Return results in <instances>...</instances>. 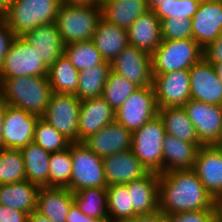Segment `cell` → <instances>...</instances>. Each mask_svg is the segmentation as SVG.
I'll use <instances>...</instances> for the list:
<instances>
[{
	"label": "cell",
	"instance_id": "9f6ffc18",
	"mask_svg": "<svg viewBox=\"0 0 222 222\" xmlns=\"http://www.w3.org/2000/svg\"><path fill=\"white\" fill-rule=\"evenodd\" d=\"M215 146L222 150V132H221V136H220L219 140L216 142Z\"/></svg>",
	"mask_w": 222,
	"mask_h": 222
},
{
	"label": "cell",
	"instance_id": "ba28073f",
	"mask_svg": "<svg viewBox=\"0 0 222 222\" xmlns=\"http://www.w3.org/2000/svg\"><path fill=\"white\" fill-rule=\"evenodd\" d=\"M24 76H48V67L36 49L15 36L0 66V81Z\"/></svg>",
	"mask_w": 222,
	"mask_h": 222
},
{
	"label": "cell",
	"instance_id": "ac0fdd59",
	"mask_svg": "<svg viewBox=\"0 0 222 222\" xmlns=\"http://www.w3.org/2000/svg\"><path fill=\"white\" fill-rule=\"evenodd\" d=\"M133 132L113 121L83 141L91 151L104 158L132 147Z\"/></svg>",
	"mask_w": 222,
	"mask_h": 222
},
{
	"label": "cell",
	"instance_id": "1f68e13d",
	"mask_svg": "<svg viewBox=\"0 0 222 222\" xmlns=\"http://www.w3.org/2000/svg\"><path fill=\"white\" fill-rule=\"evenodd\" d=\"M73 199L85 215L109 222L107 188H84L74 192Z\"/></svg>",
	"mask_w": 222,
	"mask_h": 222
},
{
	"label": "cell",
	"instance_id": "8992f818",
	"mask_svg": "<svg viewBox=\"0 0 222 222\" xmlns=\"http://www.w3.org/2000/svg\"><path fill=\"white\" fill-rule=\"evenodd\" d=\"M165 135V126L159 114L133 132L131 149L149 172L163 173Z\"/></svg>",
	"mask_w": 222,
	"mask_h": 222
},
{
	"label": "cell",
	"instance_id": "bcb514c9",
	"mask_svg": "<svg viewBox=\"0 0 222 222\" xmlns=\"http://www.w3.org/2000/svg\"><path fill=\"white\" fill-rule=\"evenodd\" d=\"M66 222H104L100 219L91 218L85 215L78 206L73 203L66 217Z\"/></svg>",
	"mask_w": 222,
	"mask_h": 222
},
{
	"label": "cell",
	"instance_id": "3957f363",
	"mask_svg": "<svg viewBox=\"0 0 222 222\" xmlns=\"http://www.w3.org/2000/svg\"><path fill=\"white\" fill-rule=\"evenodd\" d=\"M60 0H15L0 16L15 36L56 22Z\"/></svg>",
	"mask_w": 222,
	"mask_h": 222
},
{
	"label": "cell",
	"instance_id": "83f0119b",
	"mask_svg": "<svg viewBox=\"0 0 222 222\" xmlns=\"http://www.w3.org/2000/svg\"><path fill=\"white\" fill-rule=\"evenodd\" d=\"M39 186L28 180L0 185V204L30 214L36 210Z\"/></svg>",
	"mask_w": 222,
	"mask_h": 222
},
{
	"label": "cell",
	"instance_id": "7c38bea8",
	"mask_svg": "<svg viewBox=\"0 0 222 222\" xmlns=\"http://www.w3.org/2000/svg\"><path fill=\"white\" fill-rule=\"evenodd\" d=\"M153 77L159 108L183 107L191 99L189 70L153 74Z\"/></svg>",
	"mask_w": 222,
	"mask_h": 222
},
{
	"label": "cell",
	"instance_id": "6f0895ef",
	"mask_svg": "<svg viewBox=\"0 0 222 222\" xmlns=\"http://www.w3.org/2000/svg\"><path fill=\"white\" fill-rule=\"evenodd\" d=\"M2 100L1 83H0V101Z\"/></svg>",
	"mask_w": 222,
	"mask_h": 222
},
{
	"label": "cell",
	"instance_id": "4dcf8cb0",
	"mask_svg": "<svg viewBox=\"0 0 222 222\" xmlns=\"http://www.w3.org/2000/svg\"><path fill=\"white\" fill-rule=\"evenodd\" d=\"M48 79L53 92L75 94L79 84V71L63 54L48 68Z\"/></svg>",
	"mask_w": 222,
	"mask_h": 222
},
{
	"label": "cell",
	"instance_id": "cb8c5ba5",
	"mask_svg": "<svg viewBox=\"0 0 222 222\" xmlns=\"http://www.w3.org/2000/svg\"><path fill=\"white\" fill-rule=\"evenodd\" d=\"M73 203V192L68 188L40 187L36 211L53 222H66Z\"/></svg>",
	"mask_w": 222,
	"mask_h": 222
},
{
	"label": "cell",
	"instance_id": "ab89813d",
	"mask_svg": "<svg viewBox=\"0 0 222 222\" xmlns=\"http://www.w3.org/2000/svg\"><path fill=\"white\" fill-rule=\"evenodd\" d=\"M201 0H165L154 10L161 20L167 18L191 19L197 12Z\"/></svg>",
	"mask_w": 222,
	"mask_h": 222
},
{
	"label": "cell",
	"instance_id": "8fae6325",
	"mask_svg": "<svg viewBox=\"0 0 222 222\" xmlns=\"http://www.w3.org/2000/svg\"><path fill=\"white\" fill-rule=\"evenodd\" d=\"M183 108L203 145H215L222 132V106L190 99Z\"/></svg>",
	"mask_w": 222,
	"mask_h": 222
},
{
	"label": "cell",
	"instance_id": "5b68a950",
	"mask_svg": "<svg viewBox=\"0 0 222 222\" xmlns=\"http://www.w3.org/2000/svg\"><path fill=\"white\" fill-rule=\"evenodd\" d=\"M203 54V48L193 39L162 40L151 54L153 74L189 70Z\"/></svg>",
	"mask_w": 222,
	"mask_h": 222
},
{
	"label": "cell",
	"instance_id": "9a60e30c",
	"mask_svg": "<svg viewBox=\"0 0 222 222\" xmlns=\"http://www.w3.org/2000/svg\"><path fill=\"white\" fill-rule=\"evenodd\" d=\"M189 73L191 99L222 106V83L215 66L203 57Z\"/></svg>",
	"mask_w": 222,
	"mask_h": 222
},
{
	"label": "cell",
	"instance_id": "b9f144b4",
	"mask_svg": "<svg viewBox=\"0 0 222 222\" xmlns=\"http://www.w3.org/2000/svg\"><path fill=\"white\" fill-rule=\"evenodd\" d=\"M167 222H215V209L187 211L166 215Z\"/></svg>",
	"mask_w": 222,
	"mask_h": 222
},
{
	"label": "cell",
	"instance_id": "52a82bcc",
	"mask_svg": "<svg viewBox=\"0 0 222 222\" xmlns=\"http://www.w3.org/2000/svg\"><path fill=\"white\" fill-rule=\"evenodd\" d=\"M72 174L68 187L73 193L84 188H106L103 158L91 151L83 142L70 144Z\"/></svg>",
	"mask_w": 222,
	"mask_h": 222
},
{
	"label": "cell",
	"instance_id": "4316f807",
	"mask_svg": "<svg viewBox=\"0 0 222 222\" xmlns=\"http://www.w3.org/2000/svg\"><path fill=\"white\" fill-rule=\"evenodd\" d=\"M100 7L102 18L125 30L148 10L146 0H103Z\"/></svg>",
	"mask_w": 222,
	"mask_h": 222
},
{
	"label": "cell",
	"instance_id": "484cf974",
	"mask_svg": "<svg viewBox=\"0 0 222 222\" xmlns=\"http://www.w3.org/2000/svg\"><path fill=\"white\" fill-rule=\"evenodd\" d=\"M198 150L196 144L166 134L163 141V173L193 169Z\"/></svg>",
	"mask_w": 222,
	"mask_h": 222
},
{
	"label": "cell",
	"instance_id": "e0dca14e",
	"mask_svg": "<svg viewBox=\"0 0 222 222\" xmlns=\"http://www.w3.org/2000/svg\"><path fill=\"white\" fill-rule=\"evenodd\" d=\"M192 20V39L203 49L222 33V1L201 0Z\"/></svg>",
	"mask_w": 222,
	"mask_h": 222
},
{
	"label": "cell",
	"instance_id": "d6986e66",
	"mask_svg": "<svg viewBox=\"0 0 222 222\" xmlns=\"http://www.w3.org/2000/svg\"><path fill=\"white\" fill-rule=\"evenodd\" d=\"M103 166L107 186L126 184L141 179L149 173L146 167L134 155L132 149L104 157Z\"/></svg>",
	"mask_w": 222,
	"mask_h": 222
},
{
	"label": "cell",
	"instance_id": "f6af8a7d",
	"mask_svg": "<svg viewBox=\"0 0 222 222\" xmlns=\"http://www.w3.org/2000/svg\"><path fill=\"white\" fill-rule=\"evenodd\" d=\"M28 213L0 204V222H28Z\"/></svg>",
	"mask_w": 222,
	"mask_h": 222
},
{
	"label": "cell",
	"instance_id": "277c9868",
	"mask_svg": "<svg viewBox=\"0 0 222 222\" xmlns=\"http://www.w3.org/2000/svg\"><path fill=\"white\" fill-rule=\"evenodd\" d=\"M101 18L100 4L75 5L61 3L56 24L65 45L90 41Z\"/></svg>",
	"mask_w": 222,
	"mask_h": 222
},
{
	"label": "cell",
	"instance_id": "7402d4cb",
	"mask_svg": "<svg viewBox=\"0 0 222 222\" xmlns=\"http://www.w3.org/2000/svg\"><path fill=\"white\" fill-rule=\"evenodd\" d=\"M127 31L130 46L150 55L162 42L161 21L152 10L139 16Z\"/></svg>",
	"mask_w": 222,
	"mask_h": 222
},
{
	"label": "cell",
	"instance_id": "7bdbcfd3",
	"mask_svg": "<svg viewBox=\"0 0 222 222\" xmlns=\"http://www.w3.org/2000/svg\"><path fill=\"white\" fill-rule=\"evenodd\" d=\"M14 38L12 30L0 16V66Z\"/></svg>",
	"mask_w": 222,
	"mask_h": 222
},
{
	"label": "cell",
	"instance_id": "44dd1931",
	"mask_svg": "<svg viewBox=\"0 0 222 222\" xmlns=\"http://www.w3.org/2000/svg\"><path fill=\"white\" fill-rule=\"evenodd\" d=\"M22 37L36 49L48 68L64 54L65 44L56 23L40 25Z\"/></svg>",
	"mask_w": 222,
	"mask_h": 222
},
{
	"label": "cell",
	"instance_id": "603a6c76",
	"mask_svg": "<svg viewBox=\"0 0 222 222\" xmlns=\"http://www.w3.org/2000/svg\"><path fill=\"white\" fill-rule=\"evenodd\" d=\"M125 185L130 194L131 206L138 215L159 210V173L149 172L143 178Z\"/></svg>",
	"mask_w": 222,
	"mask_h": 222
},
{
	"label": "cell",
	"instance_id": "74e56055",
	"mask_svg": "<svg viewBox=\"0 0 222 222\" xmlns=\"http://www.w3.org/2000/svg\"><path fill=\"white\" fill-rule=\"evenodd\" d=\"M70 145L67 149L50 154L49 187L68 188L72 174Z\"/></svg>",
	"mask_w": 222,
	"mask_h": 222
},
{
	"label": "cell",
	"instance_id": "f1b7e54d",
	"mask_svg": "<svg viewBox=\"0 0 222 222\" xmlns=\"http://www.w3.org/2000/svg\"><path fill=\"white\" fill-rule=\"evenodd\" d=\"M26 180L39 187H49L50 154L34 141L21 149Z\"/></svg>",
	"mask_w": 222,
	"mask_h": 222
},
{
	"label": "cell",
	"instance_id": "6da1fadb",
	"mask_svg": "<svg viewBox=\"0 0 222 222\" xmlns=\"http://www.w3.org/2000/svg\"><path fill=\"white\" fill-rule=\"evenodd\" d=\"M215 204L192 169L159 174V210L166 215L215 209Z\"/></svg>",
	"mask_w": 222,
	"mask_h": 222
},
{
	"label": "cell",
	"instance_id": "816d5d0a",
	"mask_svg": "<svg viewBox=\"0 0 222 222\" xmlns=\"http://www.w3.org/2000/svg\"><path fill=\"white\" fill-rule=\"evenodd\" d=\"M215 222H222V200L216 201L215 204Z\"/></svg>",
	"mask_w": 222,
	"mask_h": 222
},
{
	"label": "cell",
	"instance_id": "836d02e7",
	"mask_svg": "<svg viewBox=\"0 0 222 222\" xmlns=\"http://www.w3.org/2000/svg\"><path fill=\"white\" fill-rule=\"evenodd\" d=\"M106 188L109 222H120L138 215L131 206L125 184L108 185Z\"/></svg>",
	"mask_w": 222,
	"mask_h": 222
},
{
	"label": "cell",
	"instance_id": "d4e9b609",
	"mask_svg": "<svg viewBox=\"0 0 222 222\" xmlns=\"http://www.w3.org/2000/svg\"><path fill=\"white\" fill-rule=\"evenodd\" d=\"M92 41L102 58L112 63L118 54L129 46L128 31L100 18Z\"/></svg>",
	"mask_w": 222,
	"mask_h": 222
},
{
	"label": "cell",
	"instance_id": "e575fe53",
	"mask_svg": "<svg viewBox=\"0 0 222 222\" xmlns=\"http://www.w3.org/2000/svg\"><path fill=\"white\" fill-rule=\"evenodd\" d=\"M64 54L78 71L97 64H111L102 58L92 40L65 45Z\"/></svg>",
	"mask_w": 222,
	"mask_h": 222
},
{
	"label": "cell",
	"instance_id": "f5cc1de1",
	"mask_svg": "<svg viewBox=\"0 0 222 222\" xmlns=\"http://www.w3.org/2000/svg\"><path fill=\"white\" fill-rule=\"evenodd\" d=\"M165 0H146L148 10L154 11L158 6L161 5Z\"/></svg>",
	"mask_w": 222,
	"mask_h": 222
},
{
	"label": "cell",
	"instance_id": "4fadbf2b",
	"mask_svg": "<svg viewBox=\"0 0 222 222\" xmlns=\"http://www.w3.org/2000/svg\"><path fill=\"white\" fill-rule=\"evenodd\" d=\"M111 69L138 87L153 86L151 55L127 46L111 63Z\"/></svg>",
	"mask_w": 222,
	"mask_h": 222
},
{
	"label": "cell",
	"instance_id": "60d3db41",
	"mask_svg": "<svg viewBox=\"0 0 222 222\" xmlns=\"http://www.w3.org/2000/svg\"><path fill=\"white\" fill-rule=\"evenodd\" d=\"M162 40L192 39V20L167 18L161 20Z\"/></svg>",
	"mask_w": 222,
	"mask_h": 222
},
{
	"label": "cell",
	"instance_id": "ffe728a7",
	"mask_svg": "<svg viewBox=\"0 0 222 222\" xmlns=\"http://www.w3.org/2000/svg\"><path fill=\"white\" fill-rule=\"evenodd\" d=\"M113 121H115V111L102 96L81 101L78 142H83Z\"/></svg>",
	"mask_w": 222,
	"mask_h": 222
},
{
	"label": "cell",
	"instance_id": "f35d334b",
	"mask_svg": "<svg viewBox=\"0 0 222 222\" xmlns=\"http://www.w3.org/2000/svg\"><path fill=\"white\" fill-rule=\"evenodd\" d=\"M33 141L49 153L63 151L72 143L42 117L36 122Z\"/></svg>",
	"mask_w": 222,
	"mask_h": 222
},
{
	"label": "cell",
	"instance_id": "db71d44e",
	"mask_svg": "<svg viewBox=\"0 0 222 222\" xmlns=\"http://www.w3.org/2000/svg\"><path fill=\"white\" fill-rule=\"evenodd\" d=\"M15 0H0V15L14 2Z\"/></svg>",
	"mask_w": 222,
	"mask_h": 222
},
{
	"label": "cell",
	"instance_id": "9c48e42d",
	"mask_svg": "<svg viewBox=\"0 0 222 222\" xmlns=\"http://www.w3.org/2000/svg\"><path fill=\"white\" fill-rule=\"evenodd\" d=\"M158 113L154 87H139L116 110L115 121L134 132Z\"/></svg>",
	"mask_w": 222,
	"mask_h": 222
},
{
	"label": "cell",
	"instance_id": "11a10c76",
	"mask_svg": "<svg viewBox=\"0 0 222 222\" xmlns=\"http://www.w3.org/2000/svg\"><path fill=\"white\" fill-rule=\"evenodd\" d=\"M214 66H215L216 72L218 74V77L222 83V63H216V64H214Z\"/></svg>",
	"mask_w": 222,
	"mask_h": 222
},
{
	"label": "cell",
	"instance_id": "c3c4849f",
	"mask_svg": "<svg viewBox=\"0 0 222 222\" xmlns=\"http://www.w3.org/2000/svg\"><path fill=\"white\" fill-rule=\"evenodd\" d=\"M6 111V103L1 100L0 101V150L3 149V123L4 116Z\"/></svg>",
	"mask_w": 222,
	"mask_h": 222
},
{
	"label": "cell",
	"instance_id": "2e32d148",
	"mask_svg": "<svg viewBox=\"0 0 222 222\" xmlns=\"http://www.w3.org/2000/svg\"><path fill=\"white\" fill-rule=\"evenodd\" d=\"M192 170L214 200H222V150L215 145H202Z\"/></svg>",
	"mask_w": 222,
	"mask_h": 222
},
{
	"label": "cell",
	"instance_id": "681fc988",
	"mask_svg": "<svg viewBox=\"0 0 222 222\" xmlns=\"http://www.w3.org/2000/svg\"><path fill=\"white\" fill-rule=\"evenodd\" d=\"M28 222H53V221L35 210L28 215Z\"/></svg>",
	"mask_w": 222,
	"mask_h": 222
},
{
	"label": "cell",
	"instance_id": "30bf717a",
	"mask_svg": "<svg viewBox=\"0 0 222 222\" xmlns=\"http://www.w3.org/2000/svg\"><path fill=\"white\" fill-rule=\"evenodd\" d=\"M80 104L74 94L53 92L42 118L72 143L78 142Z\"/></svg>",
	"mask_w": 222,
	"mask_h": 222
},
{
	"label": "cell",
	"instance_id": "5bb4252c",
	"mask_svg": "<svg viewBox=\"0 0 222 222\" xmlns=\"http://www.w3.org/2000/svg\"><path fill=\"white\" fill-rule=\"evenodd\" d=\"M39 116L6 104L3 123V149H22L33 142Z\"/></svg>",
	"mask_w": 222,
	"mask_h": 222
},
{
	"label": "cell",
	"instance_id": "f907efd6",
	"mask_svg": "<svg viewBox=\"0 0 222 222\" xmlns=\"http://www.w3.org/2000/svg\"><path fill=\"white\" fill-rule=\"evenodd\" d=\"M60 2L64 4H75V5L100 4V0H60Z\"/></svg>",
	"mask_w": 222,
	"mask_h": 222
},
{
	"label": "cell",
	"instance_id": "8d00e7d4",
	"mask_svg": "<svg viewBox=\"0 0 222 222\" xmlns=\"http://www.w3.org/2000/svg\"><path fill=\"white\" fill-rule=\"evenodd\" d=\"M138 88L137 85L111 69L102 92V97L116 112L123 102Z\"/></svg>",
	"mask_w": 222,
	"mask_h": 222
},
{
	"label": "cell",
	"instance_id": "7a4b0ae2",
	"mask_svg": "<svg viewBox=\"0 0 222 222\" xmlns=\"http://www.w3.org/2000/svg\"><path fill=\"white\" fill-rule=\"evenodd\" d=\"M2 100L42 117L53 94L48 76H24L1 80Z\"/></svg>",
	"mask_w": 222,
	"mask_h": 222
},
{
	"label": "cell",
	"instance_id": "7dc6e473",
	"mask_svg": "<svg viewBox=\"0 0 222 222\" xmlns=\"http://www.w3.org/2000/svg\"><path fill=\"white\" fill-rule=\"evenodd\" d=\"M120 222H167L166 214L160 210L151 214L137 215L132 218L122 220Z\"/></svg>",
	"mask_w": 222,
	"mask_h": 222
},
{
	"label": "cell",
	"instance_id": "d6a6232c",
	"mask_svg": "<svg viewBox=\"0 0 222 222\" xmlns=\"http://www.w3.org/2000/svg\"><path fill=\"white\" fill-rule=\"evenodd\" d=\"M111 64H97L90 69L79 71V84L76 95L81 101L101 97Z\"/></svg>",
	"mask_w": 222,
	"mask_h": 222
},
{
	"label": "cell",
	"instance_id": "f546056e",
	"mask_svg": "<svg viewBox=\"0 0 222 222\" xmlns=\"http://www.w3.org/2000/svg\"><path fill=\"white\" fill-rule=\"evenodd\" d=\"M166 134L180 140L196 144L199 148L203 145L196 134V130L183 107L159 108Z\"/></svg>",
	"mask_w": 222,
	"mask_h": 222
},
{
	"label": "cell",
	"instance_id": "ee69618b",
	"mask_svg": "<svg viewBox=\"0 0 222 222\" xmlns=\"http://www.w3.org/2000/svg\"><path fill=\"white\" fill-rule=\"evenodd\" d=\"M203 57L211 64L222 63V33L203 49Z\"/></svg>",
	"mask_w": 222,
	"mask_h": 222
},
{
	"label": "cell",
	"instance_id": "d590c367",
	"mask_svg": "<svg viewBox=\"0 0 222 222\" xmlns=\"http://www.w3.org/2000/svg\"><path fill=\"white\" fill-rule=\"evenodd\" d=\"M26 180L24 158L20 149L0 150V185Z\"/></svg>",
	"mask_w": 222,
	"mask_h": 222
}]
</instances>
